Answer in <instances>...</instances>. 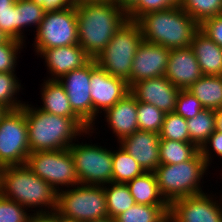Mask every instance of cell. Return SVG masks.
<instances>
[{"label": "cell", "mask_w": 222, "mask_h": 222, "mask_svg": "<svg viewBox=\"0 0 222 222\" xmlns=\"http://www.w3.org/2000/svg\"><path fill=\"white\" fill-rule=\"evenodd\" d=\"M20 88L16 73H0V106L6 110L21 108L25 103L15 97Z\"/></svg>", "instance_id": "32"}, {"label": "cell", "mask_w": 222, "mask_h": 222, "mask_svg": "<svg viewBox=\"0 0 222 222\" xmlns=\"http://www.w3.org/2000/svg\"><path fill=\"white\" fill-rule=\"evenodd\" d=\"M139 0H113L126 14L138 3Z\"/></svg>", "instance_id": "44"}, {"label": "cell", "mask_w": 222, "mask_h": 222, "mask_svg": "<svg viewBox=\"0 0 222 222\" xmlns=\"http://www.w3.org/2000/svg\"><path fill=\"white\" fill-rule=\"evenodd\" d=\"M208 168L200 150L190 159L177 164H160L154 171L159 191L170 205L187 196L201 194V179Z\"/></svg>", "instance_id": "5"}, {"label": "cell", "mask_w": 222, "mask_h": 222, "mask_svg": "<svg viewBox=\"0 0 222 222\" xmlns=\"http://www.w3.org/2000/svg\"><path fill=\"white\" fill-rule=\"evenodd\" d=\"M205 193L177 199L169 205L171 222H222L217 197Z\"/></svg>", "instance_id": "13"}, {"label": "cell", "mask_w": 222, "mask_h": 222, "mask_svg": "<svg viewBox=\"0 0 222 222\" xmlns=\"http://www.w3.org/2000/svg\"><path fill=\"white\" fill-rule=\"evenodd\" d=\"M216 130L222 132V108L215 110Z\"/></svg>", "instance_id": "45"}, {"label": "cell", "mask_w": 222, "mask_h": 222, "mask_svg": "<svg viewBox=\"0 0 222 222\" xmlns=\"http://www.w3.org/2000/svg\"><path fill=\"white\" fill-rule=\"evenodd\" d=\"M29 222H59V215L56 212L32 213Z\"/></svg>", "instance_id": "43"}, {"label": "cell", "mask_w": 222, "mask_h": 222, "mask_svg": "<svg viewBox=\"0 0 222 222\" xmlns=\"http://www.w3.org/2000/svg\"><path fill=\"white\" fill-rule=\"evenodd\" d=\"M112 151V182L127 183L145 171L120 145Z\"/></svg>", "instance_id": "26"}, {"label": "cell", "mask_w": 222, "mask_h": 222, "mask_svg": "<svg viewBox=\"0 0 222 222\" xmlns=\"http://www.w3.org/2000/svg\"><path fill=\"white\" fill-rule=\"evenodd\" d=\"M59 222H78V221L67 220L59 216Z\"/></svg>", "instance_id": "50"}, {"label": "cell", "mask_w": 222, "mask_h": 222, "mask_svg": "<svg viewBox=\"0 0 222 222\" xmlns=\"http://www.w3.org/2000/svg\"><path fill=\"white\" fill-rule=\"evenodd\" d=\"M0 194L16 201L28 212L33 207L39 208L31 210L34 213L55 212L57 209L58 192L34 174L26 164L1 168Z\"/></svg>", "instance_id": "2"}, {"label": "cell", "mask_w": 222, "mask_h": 222, "mask_svg": "<svg viewBox=\"0 0 222 222\" xmlns=\"http://www.w3.org/2000/svg\"><path fill=\"white\" fill-rule=\"evenodd\" d=\"M75 7L78 44L91 59H96L128 20L127 14L113 1H82Z\"/></svg>", "instance_id": "1"}, {"label": "cell", "mask_w": 222, "mask_h": 222, "mask_svg": "<svg viewBox=\"0 0 222 222\" xmlns=\"http://www.w3.org/2000/svg\"><path fill=\"white\" fill-rule=\"evenodd\" d=\"M23 44V42L12 38L0 44V73H15L18 54L21 53Z\"/></svg>", "instance_id": "35"}, {"label": "cell", "mask_w": 222, "mask_h": 222, "mask_svg": "<svg viewBox=\"0 0 222 222\" xmlns=\"http://www.w3.org/2000/svg\"><path fill=\"white\" fill-rule=\"evenodd\" d=\"M39 109L57 116L72 118L85 132L90 128L73 112L64 87L58 80H44Z\"/></svg>", "instance_id": "21"}, {"label": "cell", "mask_w": 222, "mask_h": 222, "mask_svg": "<svg viewBox=\"0 0 222 222\" xmlns=\"http://www.w3.org/2000/svg\"><path fill=\"white\" fill-rule=\"evenodd\" d=\"M180 7L199 25L222 14V0H180Z\"/></svg>", "instance_id": "31"}, {"label": "cell", "mask_w": 222, "mask_h": 222, "mask_svg": "<svg viewBox=\"0 0 222 222\" xmlns=\"http://www.w3.org/2000/svg\"><path fill=\"white\" fill-rule=\"evenodd\" d=\"M91 73L92 59L83 67L70 71L58 79L67 93L73 112L89 128L92 127Z\"/></svg>", "instance_id": "14"}, {"label": "cell", "mask_w": 222, "mask_h": 222, "mask_svg": "<svg viewBox=\"0 0 222 222\" xmlns=\"http://www.w3.org/2000/svg\"><path fill=\"white\" fill-rule=\"evenodd\" d=\"M142 40L139 24L136 21L127 20L95 60L110 75L122 78L129 84L132 62Z\"/></svg>", "instance_id": "6"}, {"label": "cell", "mask_w": 222, "mask_h": 222, "mask_svg": "<svg viewBox=\"0 0 222 222\" xmlns=\"http://www.w3.org/2000/svg\"><path fill=\"white\" fill-rule=\"evenodd\" d=\"M103 113L108 127L112 129L113 134L118 138V142L139 130L137 100L131 93H128Z\"/></svg>", "instance_id": "20"}, {"label": "cell", "mask_w": 222, "mask_h": 222, "mask_svg": "<svg viewBox=\"0 0 222 222\" xmlns=\"http://www.w3.org/2000/svg\"><path fill=\"white\" fill-rule=\"evenodd\" d=\"M136 22L143 40L170 50L190 47L194 34L199 30V24L180 6L148 12Z\"/></svg>", "instance_id": "4"}, {"label": "cell", "mask_w": 222, "mask_h": 222, "mask_svg": "<svg viewBox=\"0 0 222 222\" xmlns=\"http://www.w3.org/2000/svg\"><path fill=\"white\" fill-rule=\"evenodd\" d=\"M189 138L199 149L216 130L215 110L203 109L194 118L187 119Z\"/></svg>", "instance_id": "28"}, {"label": "cell", "mask_w": 222, "mask_h": 222, "mask_svg": "<svg viewBox=\"0 0 222 222\" xmlns=\"http://www.w3.org/2000/svg\"><path fill=\"white\" fill-rule=\"evenodd\" d=\"M87 222H115L113 218L106 217V218H100V219H95Z\"/></svg>", "instance_id": "48"}, {"label": "cell", "mask_w": 222, "mask_h": 222, "mask_svg": "<svg viewBox=\"0 0 222 222\" xmlns=\"http://www.w3.org/2000/svg\"><path fill=\"white\" fill-rule=\"evenodd\" d=\"M44 58L47 69L51 74L49 80H58L70 71L79 69L87 64L91 58L79 44L44 49L40 54Z\"/></svg>", "instance_id": "19"}, {"label": "cell", "mask_w": 222, "mask_h": 222, "mask_svg": "<svg viewBox=\"0 0 222 222\" xmlns=\"http://www.w3.org/2000/svg\"><path fill=\"white\" fill-rule=\"evenodd\" d=\"M203 76L191 47L171 49L165 77L176 87L188 89Z\"/></svg>", "instance_id": "18"}, {"label": "cell", "mask_w": 222, "mask_h": 222, "mask_svg": "<svg viewBox=\"0 0 222 222\" xmlns=\"http://www.w3.org/2000/svg\"><path fill=\"white\" fill-rule=\"evenodd\" d=\"M25 164L57 192L80 184L69 148L31 152Z\"/></svg>", "instance_id": "9"}, {"label": "cell", "mask_w": 222, "mask_h": 222, "mask_svg": "<svg viewBox=\"0 0 222 222\" xmlns=\"http://www.w3.org/2000/svg\"><path fill=\"white\" fill-rule=\"evenodd\" d=\"M34 51L78 44L77 13L73 3L65 9L45 11L36 29Z\"/></svg>", "instance_id": "8"}, {"label": "cell", "mask_w": 222, "mask_h": 222, "mask_svg": "<svg viewBox=\"0 0 222 222\" xmlns=\"http://www.w3.org/2000/svg\"><path fill=\"white\" fill-rule=\"evenodd\" d=\"M82 1H113V0H72L74 4L82 2Z\"/></svg>", "instance_id": "49"}, {"label": "cell", "mask_w": 222, "mask_h": 222, "mask_svg": "<svg viewBox=\"0 0 222 222\" xmlns=\"http://www.w3.org/2000/svg\"><path fill=\"white\" fill-rule=\"evenodd\" d=\"M60 217L87 222L108 217L104 187L78 184L58 192L57 209Z\"/></svg>", "instance_id": "7"}, {"label": "cell", "mask_w": 222, "mask_h": 222, "mask_svg": "<svg viewBox=\"0 0 222 222\" xmlns=\"http://www.w3.org/2000/svg\"><path fill=\"white\" fill-rule=\"evenodd\" d=\"M31 214L16 201L0 194V222H29Z\"/></svg>", "instance_id": "37"}, {"label": "cell", "mask_w": 222, "mask_h": 222, "mask_svg": "<svg viewBox=\"0 0 222 222\" xmlns=\"http://www.w3.org/2000/svg\"><path fill=\"white\" fill-rule=\"evenodd\" d=\"M16 4L18 17L17 40L24 43V28L34 25L37 29L43 19L45 10L37 0H16Z\"/></svg>", "instance_id": "30"}, {"label": "cell", "mask_w": 222, "mask_h": 222, "mask_svg": "<svg viewBox=\"0 0 222 222\" xmlns=\"http://www.w3.org/2000/svg\"><path fill=\"white\" fill-rule=\"evenodd\" d=\"M139 130L160 133L165 113L152 104L137 101Z\"/></svg>", "instance_id": "33"}, {"label": "cell", "mask_w": 222, "mask_h": 222, "mask_svg": "<svg viewBox=\"0 0 222 222\" xmlns=\"http://www.w3.org/2000/svg\"><path fill=\"white\" fill-rule=\"evenodd\" d=\"M106 185H103V187L108 217L114 219L117 215L136 204L127 183L110 182Z\"/></svg>", "instance_id": "27"}, {"label": "cell", "mask_w": 222, "mask_h": 222, "mask_svg": "<svg viewBox=\"0 0 222 222\" xmlns=\"http://www.w3.org/2000/svg\"><path fill=\"white\" fill-rule=\"evenodd\" d=\"M199 29L222 48V14L205 20Z\"/></svg>", "instance_id": "41"}, {"label": "cell", "mask_w": 222, "mask_h": 222, "mask_svg": "<svg viewBox=\"0 0 222 222\" xmlns=\"http://www.w3.org/2000/svg\"><path fill=\"white\" fill-rule=\"evenodd\" d=\"M200 149L192 142L161 139L159 142L160 164H179L190 160Z\"/></svg>", "instance_id": "29"}, {"label": "cell", "mask_w": 222, "mask_h": 222, "mask_svg": "<svg viewBox=\"0 0 222 222\" xmlns=\"http://www.w3.org/2000/svg\"><path fill=\"white\" fill-rule=\"evenodd\" d=\"M37 1L43 6L45 11L65 9L73 4L72 0H37Z\"/></svg>", "instance_id": "42"}, {"label": "cell", "mask_w": 222, "mask_h": 222, "mask_svg": "<svg viewBox=\"0 0 222 222\" xmlns=\"http://www.w3.org/2000/svg\"><path fill=\"white\" fill-rule=\"evenodd\" d=\"M9 39L10 37L3 30L0 29V44L7 42Z\"/></svg>", "instance_id": "47"}, {"label": "cell", "mask_w": 222, "mask_h": 222, "mask_svg": "<svg viewBox=\"0 0 222 222\" xmlns=\"http://www.w3.org/2000/svg\"><path fill=\"white\" fill-rule=\"evenodd\" d=\"M136 204L169 205L161 195L154 172H144L127 182Z\"/></svg>", "instance_id": "23"}, {"label": "cell", "mask_w": 222, "mask_h": 222, "mask_svg": "<svg viewBox=\"0 0 222 222\" xmlns=\"http://www.w3.org/2000/svg\"><path fill=\"white\" fill-rule=\"evenodd\" d=\"M90 91L92 100V127L90 130L94 132L97 129H94V125L99 114L113 107L130 93V87L126 80L110 75L97 64L95 59H92Z\"/></svg>", "instance_id": "12"}, {"label": "cell", "mask_w": 222, "mask_h": 222, "mask_svg": "<svg viewBox=\"0 0 222 222\" xmlns=\"http://www.w3.org/2000/svg\"><path fill=\"white\" fill-rule=\"evenodd\" d=\"M170 49L142 40L132 62L131 87L134 83L165 76Z\"/></svg>", "instance_id": "15"}, {"label": "cell", "mask_w": 222, "mask_h": 222, "mask_svg": "<svg viewBox=\"0 0 222 222\" xmlns=\"http://www.w3.org/2000/svg\"><path fill=\"white\" fill-rule=\"evenodd\" d=\"M159 142L158 133L137 130L117 143L134 157L145 172H154L160 165Z\"/></svg>", "instance_id": "17"}, {"label": "cell", "mask_w": 222, "mask_h": 222, "mask_svg": "<svg viewBox=\"0 0 222 222\" xmlns=\"http://www.w3.org/2000/svg\"><path fill=\"white\" fill-rule=\"evenodd\" d=\"M24 105L0 117V166L24 165L31 153Z\"/></svg>", "instance_id": "10"}, {"label": "cell", "mask_w": 222, "mask_h": 222, "mask_svg": "<svg viewBox=\"0 0 222 222\" xmlns=\"http://www.w3.org/2000/svg\"><path fill=\"white\" fill-rule=\"evenodd\" d=\"M6 109L0 106V117L5 113Z\"/></svg>", "instance_id": "51"}, {"label": "cell", "mask_w": 222, "mask_h": 222, "mask_svg": "<svg viewBox=\"0 0 222 222\" xmlns=\"http://www.w3.org/2000/svg\"><path fill=\"white\" fill-rule=\"evenodd\" d=\"M16 0H0V12L3 10H9Z\"/></svg>", "instance_id": "46"}, {"label": "cell", "mask_w": 222, "mask_h": 222, "mask_svg": "<svg viewBox=\"0 0 222 222\" xmlns=\"http://www.w3.org/2000/svg\"><path fill=\"white\" fill-rule=\"evenodd\" d=\"M212 150L214 154L222 158V132L218 130H215L214 133L208 138V140L200 148L202 157L205 159V162L208 167L212 162V158H211Z\"/></svg>", "instance_id": "40"}, {"label": "cell", "mask_w": 222, "mask_h": 222, "mask_svg": "<svg viewBox=\"0 0 222 222\" xmlns=\"http://www.w3.org/2000/svg\"><path fill=\"white\" fill-rule=\"evenodd\" d=\"M17 4L16 2L9 7V10L0 12V29L10 38L17 40Z\"/></svg>", "instance_id": "39"}, {"label": "cell", "mask_w": 222, "mask_h": 222, "mask_svg": "<svg viewBox=\"0 0 222 222\" xmlns=\"http://www.w3.org/2000/svg\"><path fill=\"white\" fill-rule=\"evenodd\" d=\"M159 136L161 139L191 142L186 119L175 112L165 114Z\"/></svg>", "instance_id": "34"}, {"label": "cell", "mask_w": 222, "mask_h": 222, "mask_svg": "<svg viewBox=\"0 0 222 222\" xmlns=\"http://www.w3.org/2000/svg\"><path fill=\"white\" fill-rule=\"evenodd\" d=\"M220 198H221V199H219V201H220L219 204H220V207H221V209H222V206H221V205H222V202H221V200H222V195H221Z\"/></svg>", "instance_id": "52"}, {"label": "cell", "mask_w": 222, "mask_h": 222, "mask_svg": "<svg viewBox=\"0 0 222 222\" xmlns=\"http://www.w3.org/2000/svg\"><path fill=\"white\" fill-rule=\"evenodd\" d=\"M204 107L187 89H181L176 101L175 113L184 119L194 118Z\"/></svg>", "instance_id": "38"}, {"label": "cell", "mask_w": 222, "mask_h": 222, "mask_svg": "<svg viewBox=\"0 0 222 222\" xmlns=\"http://www.w3.org/2000/svg\"><path fill=\"white\" fill-rule=\"evenodd\" d=\"M165 222H171L170 218H168Z\"/></svg>", "instance_id": "53"}, {"label": "cell", "mask_w": 222, "mask_h": 222, "mask_svg": "<svg viewBox=\"0 0 222 222\" xmlns=\"http://www.w3.org/2000/svg\"><path fill=\"white\" fill-rule=\"evenodd\" d=\"M177 6H180V0H139L127 13V18L130 21H137L148 12L162 11Z\"/></svg>", "instance_id": "36"}, {"label": "cell", "mask_w": 222, "mask_h": 222, "mask_svg": "<svg viewBox=\"0 0 222 222\" xmlns=\"http://www.w3.org/2000/svg\"><path fill=\"white\" fill-rule=\"evenodd\" d=\"M69 149L80 184L103 186L112 182V150L83 142H74Z\"/></svg>", "instance_id": "11"}, {"label": "cell", "mask_w": 222, "mask_h": 222, "mask_svg": "<svg viewBox=\"0 0 222 222\" xmlns=\"http://www.w3.org/2000/svg\"><path fill=\"white\" fill-rule=\"evenodd\" d=\"M33 107L24 104L31 152L68 149L74 143L73 140L76 142L77 136L93 133L91 130L85 132L72 118Z\"/></svg>", "instance_id": "3"}, {"label": "cell", "mask_w": 222, "mask_h": 222, "mask_svg": "<svg viewBox=\"0 0 222 222\" xmlns=\"http://www.w3.org/2000/svg\"><path fill=\"white\" fill-rule=\"evenodd\" d=\"M169 218V205L135 204L117 215L115 222H165Z\"/></svg>", "instance_id": "25"}, {"label": "cell", "mask_w": 222, "mask_h": 222, "mask_svg": "<svg viewBox=\"0 0 222 222\" xmlns=\"http://www.w3.org/2000/svg\"><path fill=\"white\" fill-rule=\"evenodd\" d=\"M205 109L222 108V76L203 75L188 89Z\"/></svg>", "instance_id": "24"}, {"label": "cell", "mask_w": 222, "mask_h": 222, "mask_svg": "<svg viewBox=\"0 0 222 222\" xmlns=\"http://www.w3.org/2000/svg\"><path fill=\"white\" fill-rule=\"evenodd\" d=\"M203 75L222 76V48L200 29L194 34L191 46Z\"/></svg>", "instance_id": "22"}, {"label": "cell", "mask_w": 222, "mask_h": 222, "mask_svg": "<svg viewBox=\"0 0 222 222\" xmlns=\"http://www.w3.org/2000/svg\"><path fill=\"white\" fill-rule=\"evenodd\" d=\"M180 90L165 76L141 80L130 87L137 101L152 104L165 114L175 111Z\"/></svg>", "instance_id": "16"}]
</instances>
